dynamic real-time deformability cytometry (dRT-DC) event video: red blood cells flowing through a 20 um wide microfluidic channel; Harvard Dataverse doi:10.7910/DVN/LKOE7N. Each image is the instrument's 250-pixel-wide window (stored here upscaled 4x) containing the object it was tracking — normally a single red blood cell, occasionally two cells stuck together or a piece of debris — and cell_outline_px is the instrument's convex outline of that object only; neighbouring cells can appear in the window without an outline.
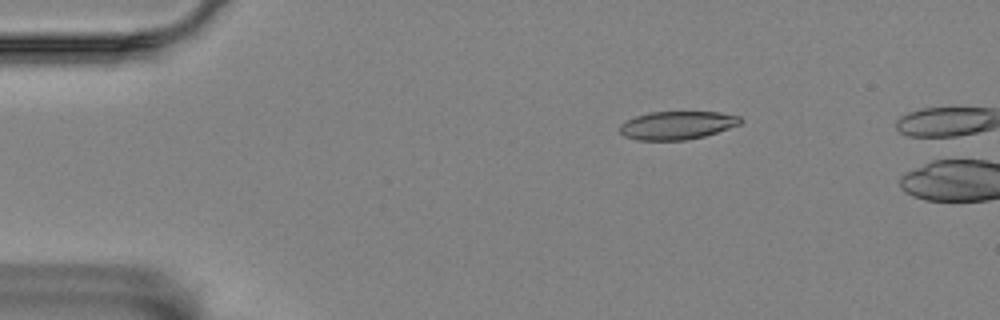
{"species": "Egyptian fruit bat (a non-hibernating species)", "species_latin": "Rousettus aegyptiacus", "temperature_condition": "room temperature", "stored_images_in_passage": 5, "camera_frame_rate_fps": 3000, "um_per_image_px": 0.085, "animal": {"sex": "female"}, "frame": {"image": 1, "passage_image": 2, "time_ms": 2.333, "image_size_px": [1000, 320], "cell_outline_px": [[744, 120], [740, 124], [704, 136], [684, 140], [640, 140], [624, 136], [620, 132], [620, 124], [636, 116], [648, 112], [720, 112], [740, 116]], "centroid_in_image_um": [57.57, 10.64], "position_along_channel_um": 27.4, "area_um2": 19.71}}
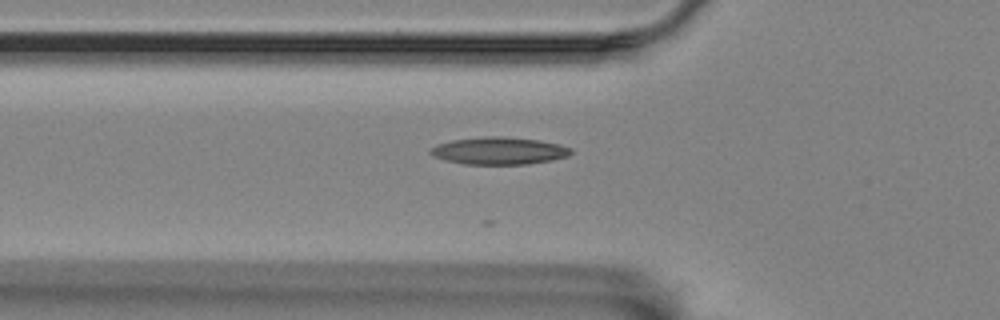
{"frame": {"image": 2, "passage_image": 5, "time_ms": 5.667, "image_size_px": [1000, 320], "cell_outline_px": [[572, 152], [568, 156], [552, 160], [528, 164], [464, 164], [444, 160], [432, 156], [428, 152], [436, 144], [452, 140], [484, 136], [504, 136], [540, 140], [560, 144], [572, 148]], "centroid_in_image_um": [42.41, 12.81], "position_along_channel_um": 83.4, "area_um2": 22.6}}